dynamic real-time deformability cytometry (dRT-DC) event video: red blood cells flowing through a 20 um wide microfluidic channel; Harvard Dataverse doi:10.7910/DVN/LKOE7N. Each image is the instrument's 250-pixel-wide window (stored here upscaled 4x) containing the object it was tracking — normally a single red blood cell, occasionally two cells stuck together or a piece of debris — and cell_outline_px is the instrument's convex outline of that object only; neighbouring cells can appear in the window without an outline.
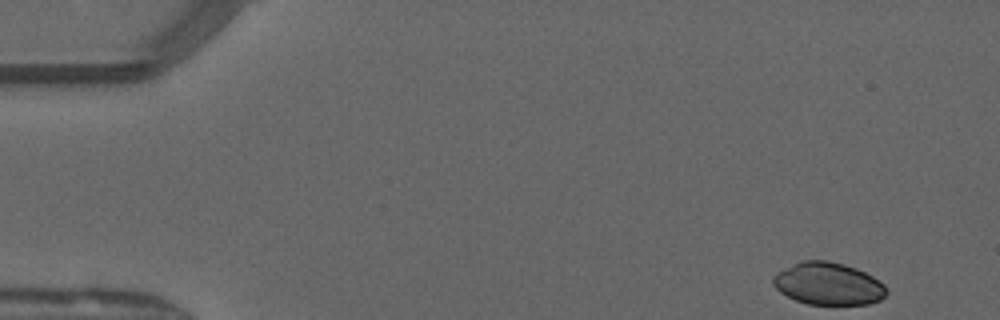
{"species": "common noctule bat (a hibernating species)", "species_latin": "Nyctalus noctula", "temperature_condition": "warm", "stored_images_in_passage": 48, "camera_frame_rate_fps": 3000, "um_per_image_px": 0.085, "animal": {"sex": "male", "forearm_length_mm": 52.5}, "frame": {"image": 1, "passage_image": 1, "time_ms": 0.0, "image_size_px": [1000, 320], "cell_outline_px": [[888, 292], [880, 300], [868, 304], [808, 304], [796, 300], [780, 292], [772, 284], [772, 276], [776, 272], [800, 260], [828, 260], [844, 264], [856, 268], [872, 276], [884, 284]], "centroid_in_image_um": [70.38, 24.1], "position_along_channel_um": 14.6, "area_um2": 28.09}}
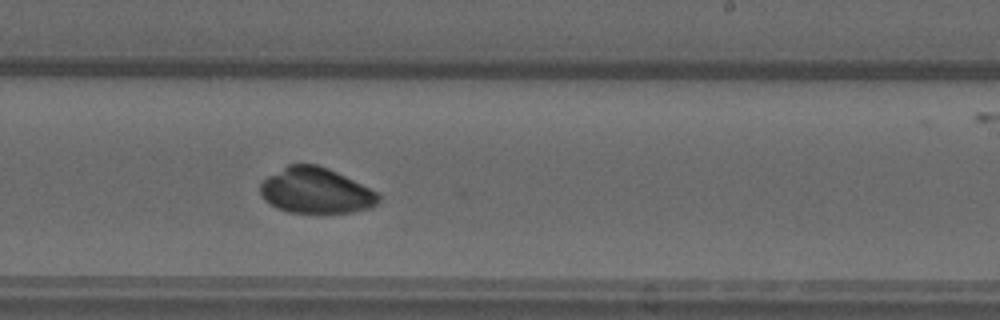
{"frame": {"image": 2, "passage_image": 28, "time_ms": 9.0, "image_size_px": [1000, 320], "cell_outline_px": [[380, 200], [376, 204], [368, 208], [352, 212], [288, 212], [276, 208], [264, 200], [260, 192], [260, 184], [268, 176], [288, 164], [316, 164], [328, 168], [376, 192], [380, 196]], "centroid_in_image_um": [26.8, 16.2], "position_along_channel_um": 262.2, "area_um2": 31.04}}